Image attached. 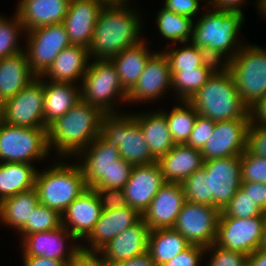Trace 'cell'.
Returning a JSON list of instances; mask_svg holds the SVG:
<instances>
[{"instance_id": "cell-1", "label": "cell", "mask_w": 266, "mask_h": 266, "mask_svg": "<svg viewBox=\"0 0 266 266\" xmlns=\"http://www.w3.org/2000/svg\"><path fill=\"white\" fill-rule=\"evenodd\" d=\"M140 19L139 12L128 5H105L94 27L89 58L110 60L124 49L139 44L143 40L139 37Z\"/></svg>"}, {"instance_id": "cell-2", "label": "cell", "mask_w": 266, "mask_h": 266, "mask_svg": "<svg viewBox=\"0 0 266 266\" xmlns=\"http://www.w3.org/2000/svg\"><path fill=\"white\" fill-rule=\"evenodd\" d=\"M104 114L99 107L80 100L48 126L49 149L55 146L61 157L77 156L99 136Z\"/></svg>"}, {"instance_id": "cell-3", "label": "cell", "mask_w": 266, "mask_h": 266, "mask_svg": "<svg viewBox=\"0 0 266 266\" xmlns=\"http://www.w3.org/2000/svg\"><path fill=\"white\" fill-rule=\"evenodd\" d=\"M211 11L204 13L194 24L191 43L203 49L211 59L225 65L243 46L237 43V37L244 22V15L240 12L214 9Z\"/></svg>"}, {"instance_id": "cell-4", "label": "cell", "mask_w": 266, "mask_h": 266, "mask_svg": "<svg viewBox=\"0 0 266 266\" xmlns=\"http://www.w3.org/2000/svg\"><path fill=\"white\" fill-rule=\"evenodd\" d=\"M188 102L199 115L216 122L250 119L249 108L244 104L225 65H221Z\"/></svg>"}, {"instance_id": "cell-5", "label": "cell", "mask_w": 266, "mask_h": 266, "mask_svg": "<svg viewBox=\"0 0 266 266\" xmlns=\"http://www.w3.org/2000/svg\"><path fill=\"white\" fill-rule=\"evenodd\" d=\"M62 162L41 173L38 171L34 187L39 204L56 210L61 215L88 189L80 165Z\"/></svg>"}, {"instance_id": "cell-6", "label": "cell", "mask_w": 266, "mask_h": 266, "mask_svg": "<svg viewBox=\"0 0 266 266\" xmlns=\"http://www.w3.org/2000/svg\"><path fill=\"white\" fill-rule=\"evenodd\" d=\"M99 137L107 145L118 146L120 157L133 166L156 162L132 113H105L101 119Z\"/></svg>"}, {"instance_id": "cell-7", "label": "cell", "mask_w": 266, "mask_h": 266, "mask_svg": "<svg viewBox=\"0 0 266 266\" xmlns=\"http://www.w3.org/2000/svg\"><path fill=\"white\" fill-rule=\"evenodd\" d=\"M225 66L231 72L239 95L249 109L266 95L265 48L243 45Z\"/></svg>"}, {"instance_id": "cell-8", "label": "cell", "mask_w": 266, "mask_h": 266, "mask_svg": "<svg viewBox=\"0 0 266 266\" xmlns=\"http://www.w3.org/2000/svg\"><path fill=\"white\" fill-rule=\"evenodd\" d=\"M81 83V100L99 107L104 113H116L115 97L119 96L117 101L121 99L120 103L127 101V92L120 84L115 65L109 59L93 60Z\"/></svg>"}, {"instance_id": "cell-9", "label": "cell", "mask_w": 266, "mask_h": 266, "mask_svg": "<svg viewBox=\"0 0 266 266\" xmlns=\"http://www.w3.org/2000/svg\"><path fill=\"white\" fill-rule=\"evenodd\" d=\"M47 128L0 125V162L28 163L42 160L49 152Z\"/></svg>"}, {"instance_id": "cell-10", "label": "cell", "mask_w": 266, "mask_h": 266, "mask_svg": "<svg viewBox=\"0 0 266 266\" xmlns=\"http://www.w3.org/2000/svg\"><path fill=\"white\" fill-rule=\"evenodd\" d=\"M208 186V206L220 211L241 187V157L214 158L203 163Z\"/></svg>"}, {"instance_id": "cell-11", "label": "cell", "mask_w": 266, "mask_h": 266, "mask_svg": "<svg viewBox=\"0 0 266 266\" xmlns=\"http://www.w3.org/2000/svg\"><path fill=\"white\" fill-rule=\"evenodd\" d=\"M27 38V60L32 72L41 76L57 55L71 45L63 23L29 30Z\"/></svg>"}, {"instance_id": "cell-12", "label": "cell", "mask_w": 266, "mask_h": 266, "mask_svg": "<svg viewBox=\"0 0 266 266\" xmlns=\"http://www.w3.org/2000/svg\"><path fill=\"white\" fill-rule=\"evenodd\" d=\"M220 214L216 207L186 201L173 228L190 244L206 248L216 242Z\"/></svg>"}, {"instance_id": "cell-13", "label": "cell", "mask_w": 266, "mask_h": 266, "mask_svg": "<svg viewBox=\"0 0 266 266\" xmlns=\"http://www.w3.org/2000/svg\"><path fill=\"white\" fill-rule=\"evenodd\" d=\"M266 215L253 218L219 217L216 244L249 255L259 249Z\"/></svg>"}, {"instance_id": "cell-14", "label": "cell", "mask_w": 266, "mask_h": 266, "mask_svg": "<svg viewBox=\"0 0 266 266\" xmlns=\"http://www.w3.org/2000/svg\"><path fill=\"white\" fill-rule=\"evenodd\" d=\"M37 76L16 96L5 101V123L27 128H48L43 123L44 83Z\"/></svg>"}, {"instance_id": "cell-15", "label": "cell", "mask_w": 266, "mask_h": 266, "mask_svg": "<svg viewBox=\"0 0 266 266\" xmlns=\"http://www.w3.org/2000/svg\"><path fill=\"white\" fill-rule=\"evenodd\" d=\"M250 119L217 121L214 131L201 150L203 160L240 156L247 148Z\"/></svg>"}, {"instance_id": "cell-16", "label": "cell", "mask_w": 266, "mask_h": 266, "mask_svg": "<svg viewBox=\"0 0 266 266\" xmlns=\"http://www.w3.org/2000/svg\"><path fill=\"white\" fill-rule=\"evenodd\" d=\"M67 239L77 241L63 225L51 231L35 232L26 235L21 243L23 256L70 261L79 251L81 245L77 244L75 246L70 245V248L66 247L67 245L64 243Z\"/></svg>"}, {"instance_id": "cell-17", "label": "cell", "mask_w": 266, "mask_h": 266, "mask_svg": "<svg viewBox=\"0 0 266 266\" xmlns=\"http://www.w3.org/2000/svg\"><path fill=\"white\" fill-rule=\"evenodd\" d=\"M165 183L157 162L133 166L129 180L123 187L127 205L143 215Z\"/></svg>"}, {"instance_id": "cell-18", "label": "cell", "mask_w": 266, "mask_h": 266, "mask_svg": "<svg viewBox=\"0 0 266 266\" xmlns=\"http://www.w3.org/2000/svg\"><path fill=\"white\" fill-rule=\"evenodd\" d=\"M168 88H172L169 62L162 51L156 52L148 60L135 86L127 93V101L137 103L155 100Z\"/></svg>"}, {"instance_id": "cell-19", "label": "cell", "mask_w": 266, "mask_h": 266, "mask_svg": "<svg viewBox=\"0 0 266 266\" xmlns=\"http://www.w3.org/2000/svg\"><path fill=\"white\" fill-rule=\"evenodd\" d=\"M185 202L181 183L166 182L151 200L142 219L150 230L173 228Z\"/></svg>"}, {"instance_id": "cell-20", "label": "cell", "mask_w": 266, "mask_h": 266, "mask_svg": "<svg viewBox=\"0 0 266 266\" xmlns=\"http://www.w3.org/2000/svg\"><path fill=\"white\" fill-rule=\"evenodd\" d=\"M104 7L99 0H70L63 24L71 45L89 48L95 24Z\"/></svg>"}, {"instance_id": "cell-21", "label": "cell", "mask_w": 266, "mask_h": 266, "mask_svg": "<svg viewBox=\"0 0 266 266\" xmlns=\"http://www.w3.org/2000/svg\"><path fill=\"white\" fill-rule=\"evenodd\" d=\"M150 231L141 218L136 224L115 236L98 252L109 266L142 255L148 250Z\"/></svg>"}, {"instance_id": "cell-22", "label": "cell", "mask_w": 266, "mask_h": 266, "mask_svg": "<svg viewBox=\"0 0 266 266\" xmlns=\"http://www.w3.org/2000/svg\"><path fill=\"white\" fill-rule=\"evenodd\" d=\"M102 212L99 198L93 189L88 188L76 198L62 214V225L76 240L86 238L94 229ZM70 226V227H69Z\"/></svg>"}, {"instance_id": "cell-23", "label": "cell", "mask_w": 266, "mask_h": 266, "mask_svg": "<svg viewBox=\"0 0 266 266\" xmlns=\"http://www.w3.org/2000/svg\"><path fill=\"white\" fill-rule=\"evenodd\" d=\"M141 218L142 215L130 206L117 210H102L94 229L86 238L90 242L91 247L81 245V249L86 251H99L115 236L136 224Z\"/></svg>"}, {"instance_id": "cell-24", "label": "cell", "mask_w": 266, "mask_h": 266, "mask_svg": "<svg viewBox=\"0 0 266 266\" xmlns=\"http://www.w3.org/2000/svg\"><path fill=\"white\" fill-rule=\"evenodd\" d=\"M16 14L25 32L63 23L70 0H19Z\"/></svg>"}, {"instance_id": "cell-25", "label": "cell", "mask_w": 266, "mask_h": 266, "mask_svg": "<svg viewBox=\"0 0 266 266\" xmlns=\"http://www.w3.org/2000/svg\"><path fill=\"white\" fill-rule=\"evenodd\" d=\"M156 162L166 182L182 183L203 167L204 160L201 150L186 144H175L168 153L159 157Z\"/></svg>"}, {"instance_id": "cell-26", "label": "cell", "mask_w": 266, "mask_h": 266, "mask_svg": "<svg viewBox=\"0 0 266 266\" xmlns=\"http://www.w3.org/2000/svg\"><path fill=\"white\" fill-rule=\"evenodd\" d=\"M78 156L80 160L84 159L79 165L87 188H91L99 179H108V169L120 158L118 146L107 145L99 136Z\"/></svg>"}, {"instance_id": "cell-27", "label": "cell", "mask_w": 266, "mask_h": 266, "mask_svg": "<svg viewBox=\"0 0 266 266\" xmlns=\"http://www.w3.org/2000/svg\"><path fill=\"white\" fill-rule=\"evenodd\" d=\"M88 48L70 45L64 48L54 59L49 68L41 75L55 83H75L82 80L89 65Z\"/></svg>"}, {"instance_id": "cell-28", "label": "cell", "mask_w": 266, "mask_h": 266, "mask_svg": "<svg viewBox=\"0 0 266 266\" xmlns=\"http://www.w3.org/2000/svg\"><path fill=\"white\" fill-rule=\"evenodd\" d=\"M36 77L28 64L25 50L0 58V99L5 102L16 96Z\"/></svg>"}, {"instance_id": "cell-29", "label": "cell", "mask_w": 266, "mask_h": 266, "mask_svg": "<svg viewBox=\"0 0 266 266\" xmlns=\"http://www.w3.org/2000/svg\"><path fill=\"white\" fill-rule=\"evenodd\" d=\"M44 83L43 123L48 127L81 100L75 83Z\"/></svg>"}, {"instance_id": "cell-30", "label": "cell", "mask_w": 266, "mask_h": 266, "mask_svg": "<svg viewBox=\"0 0 266 266\" xmlns=\"http://www.w3.org/2000/svg\"><path fill=\"white\" fill-rule=\"evenodd\" d=\"M153 113V114H152ZM149 114L132 115L139 124L152 156L157 160L168 153L175 145L166 115L160 111Z\"/></svg>"}, {"instance_id": "cell-31", "label": "cell", "mask_w": 266, "mask_h": 266, "mask_svg": "<svg viewBox=\"0 0 266 266\" xmlns=\"http://www.w3.org/2000/svg\"><path fill=\"white\" fill-rule=\"evenodd\" d=\"M145 42L142 40L110 59L115 65L120 84L127 93L135 86L148 60L156 53L150 52Z\"/></svg>"}, {"instance_id": "cell-32", "label": "cell", "mask_w": 266, "mask_h": 266, "mask_svg": "<svg viewBox=\"0 0 266 266\" xmlns=\"http://www.w3.org/2000/svg\"><path fill=\"white\" fill-rule=\"evenodd\" d=\"M37 170L28 163H0V203L35 187Z\"/></svg>"}, {"instance_id": "cell-33", "label": "cell", "mask_w": 266, "mask_h": 266, "mask_svg": "<svg viewBox=\"0 0 266 266\" xmlns=\"http://www.w3.org/2000/svg\"><path fill=\"white\" fill-rule=\"evenodd\" d=\"M190 245L174 228H160L150 231L147 252L157 266H162Z\"/></svg>"}, {"instance_id": "cell-34", "label": "cell", "mask_w": 266, "mask_h": 266, "mask_svg": "<svg viewBox=\"0 0 266 266\" xmlns=\"http://www.w3.org/2000/svg\"><path fill=\"white\" fill-rule=\"evenodd\" d=\"M39 205L38 194L33 188L7 198L0 203V221L11 228L19 230L32 211Z\"/></svg>"}, {"instance_id": "cell-35", "label": "cell", "mask_w": 266, "mask_h": 266, "mask_svg": "<svg viewBox=\"0 0 266 266\" xmlns=\"http://www.w3.org/2000/svg\"><path fill=\"white\" fill-rule=\"evenodd\" d=\"M221 65L210 58L203 66L194 70L171 71L172 89L176 90L175 93L178 92L177 98L180 101H189Z\"/></svg>"}, {"instance_id": "cell-36", "label": "cell", "mask_w": 266, "mask_h": 266, "mask_svg": "<svg viewBox=\"0 0 266 266\" xmlns=\"http://www.w3.org/2000/svg\"><path fill=\"white\" fill-rule=\"evenodd\" d=\"M156 17L161 37L175 42L174 45L178 42L184 45V43H189V40L191 42L194 26L191 18L171 12L165 7L159 10Z\"/></svg>"}, {"instance_id": "cell-37", "label": "cell", "mask_w": 266, "mask_h": 266, "mask_svg": "<svg viewBox=\"0 0 266 266\" xmlns=\"http://www.w3.org/2000/svg\"><path fill=\"white\" fill-rule=\"evenodd\" d=\"M181 102L182 106L172 108L170 113L162 111L166 115L169 131L175 144L187 143L198 117V112L188 101Z\"/></svg>"}, {"instance_id": "cell-38", "label": "cell", "mask_w": 266, "mask_h": 266, "mask_svg": "<svg viewBox=\"0 0 266 266\" xmlns=\"http://www.w3.org/2000/svg\"><path fill=\"white\" fill-rule=\"evenodd\" d=\"M191 44V45H189ZM179 47L180 49H170L163 51L167 57L170 71L194 70L203 66L209 59V55L192 43Z\"/></svg>"}, {"instance_id": "cell-39", "label": "cell", "mask_w": 266, "mask_h": 266, "mask_svg": "<svg viewBox=\"0 0 266 266\" xmlns=\"http://www.w3.org/2000/svg\"><path fill=\"white\" fill-rule=\"evenodd\" d=\"M62 226V215L47 206L39 204L30 215V220L18 232L26 236L35 232L51 231Z\"/></svg>"}, {"instance_id": "cell-40", "label": "cell", "mask_w": 266, "mask_h": 266, "mask_svg": "<svg viewBox=\"0 0 266 266\" xmlns=\"http://www.w3.org/2000/svg\"><path fill=\"white\" fill-rule=\"evenodd\" d=\"M13 17L10 20L0 15V58L15 55L24 49L20 47L18 39L25 29L16 13Z\"/></svg>"}, {"instance_id": "cell-41", "label": "cell", "mask_w": 266, "mask_h": 266, "mask_svg": "<svg viewBox=\"0 0 266 266\" xmlns=\"http://www.w3.org/2000/svg\"><path fill=\"white\" fill-rule=\"evenodd\" d=\"M264 214L263 210L240 187L230 200L229 204L221 211L220 217L253 218Z\"/></svg>"}, {"instance_id": "cell-42", "label": "cell", "mask_w": 266, "mask_h": 266, "mask_svg": "<svg viewBox=\"0 0 266 266\" xmlns=\"http://www.w3.org/2000/svg\"><path fill=\"white\" fill-rule=\"evenodd\" d=\"M181 185L187 202L208 205V186L204 167L195 171Z\"/></svg>"}, {"instance_id": "cell-43", "label": "cell", "mask_w": 266, "mask_h": 266, "mask_svg": "<svg viewBox=\"0 0 266 266\" xmlns=\"http://www.w3.org/2000/svg\"><path fill=\"white\" fill-rule=\"evenodd\" d=\"M240 157L242 182L266 184V159L250 153L247 149Z\"/></svg>"}, {"instance_id": "cell-44", "label": "cell", "mask_w": 266, "mask_h": 266, "mask_svg": "<svg viewBox=\"0 0 266 266\" xmlns=\"http://www.w3.org/2000/svg\"><path fill=\"white\" fill-rule=\"evenodd\" d=\"M133 165L121 157L108 169V179H99L91 188H122L129 180Z\"/></svg>"}, {"instance_id": "cell-45", "label": "cell", "mask_w": 266, "mask_h": 266, "mask_svg": "<svg viewBox=\"0 0 266 266\" xmlns=\"http://www.w3.org/2000/svg\"><path fill=\"white\" fill-rule=\"evenodd\" d=\"M205 250L206 253L210 251L213 253L208 266H247V255L243 253L222 248L216 243L206 247Z\"/></svg>"}, {"instance_id": "cell-46", "label": "cell", "mask_w": 266, "mask_h": 266, "mask_svg": "<svg viewBox=\"0 0 266 266\" xmlns=\"http://www.w3.org/2000/svg\"><path fill=\"white\" fill-rule=\"evenodd\" d=\"M216 121L198 114L194 128L186 145L202 150L209 137H211Z\"/></svg>"}, {"instance_id": "cell-47", "label": "cell", "mask_w": 266, "mask_h": 266, "mask_svg": "<svg viewBox=\"0 0 266 266\" xmlns=\"http://www.w3.org/2000/svg\"><path fill=\"white\" fill-rule=\"evenodd\" d=\"M97 194L104 211L117 210L128 206L122 188H90Z\"/></svg>"}, {"instance_id": "cell-48", "label": "cell", "mask_w": 266, "mask_h": 266, "mask_svg": "<svg viewBox=\"0 0 266 266\" xmlns=\"http://www.w3.org/2000/svg\"><path fill=\"white\" fill-rule=\"evenodd\" d=\"M250 153L266 159V127L250 121L247 131V148Z\"/></svg>"}, {"instance_id": "cell-49", "label": "cell", "mask_w": 266, "mask_h": 266, "mask_svg": "<svg viewBox=\"0 0 266 266\" xmlns=\"http://www.w3.org/2000/svg\"><path fill=\"white\" fill-rule=\"evenodd\" d=\"M205 251V247L191 244L162 266H200L201 257L206 255Z\"/></svg>"}, {"instance_id": "cell-50", "label": "cell", "mask_w": 266, "mask_h": 266, "mask_svg": "<svg viewBox=\"0 0 266 266\" xmlns=\"http://www.w3.org/2000/svg\"><path fill=\"white\" fill-rule=\"evenodd\" d=\"M163 7L171 12L192 19L193 16L197 15L200 3L199 0H165Z\"/></svg>"}, {"instance_id": "cell-51", "label": "cell", "mask_w": 266, "mask_h": 266, "mask_svg": "<svg viewBox=\"0 0 266 266\" xmlns=\"http://www.w3.org/2000/svg\"><path fill=\"white\" fill-rule=\"evenodd\" d=\"M98 254V251H86L80 248L68 266H109L104 257Z\"/></svg>"}, {"instance_id": "cell-52", "label": "cell", "mask_w": 266, "mask_h": 266, "mask_svg": "<svg viewBox=\"0 0 266 266\" xmlns=\"http://www.w3.org/2000/svg\"><path fill=\"white\" fill-rule=\"evenodd\" d=\"M241 188L254 200L266 215V184L258 182H241Z\"/></svg>"}, {"instance_id": "cell-53", "label": "cell", "mask_w": 266, "mask_h": 266, "mask_svg": "<svg viewBox=\"0 0 266 266\" xmlns=\"http://www.w3.org/2000/svg\"><path fill=\"white\" fill-rule=\"evenodd\" d=\"M250 121L258 126L266 127V95L260 98L255 105L249 109Z\"/></svg>"}, {"instance_id": "cell-54", "label": "cell", "mask_w": 266, "mask_h": 266, "mask_svg": "<svg viewBox=\"0 0 266 266\" xmlns=\"http://www.w3.org/2000/svg\"><path fill=\"white\" fill-rule=\"evenodd\" d=\"M244 2L243 0H212L209 3L212 8L217 10V11H230V12H240L242 13L243 11L240 9L243 5Z\"/></svg>"}, {"instance_id": "cell-55", "label": "cell", "mask_w": 266, "mask_h": 266, "mask_svg": "<svg viewBox=\"0 0 266 266\" xmlns=\"http://www.w3.org/2000/svg\"><path fill=\"white\" fill-rule=\"evenodd\" d=\"M24 266H68L70 261H58L45 257L23 256Z\"/></svg>"}, {"instance_id": "cell-56", "label": "cell", "mask_w": 266, "mask_h": 266, "mask_svg": "<svg viewBox=\"0 0 266 266\" xmlns=\"http://www.w3.org/2000/svg\"><path fill=\"white\" fill-rule=\"evenodd\" d=\"M112 266H157L148 252L137 257L118 262Z\"/></svg>"}, {"instance_id": "cell-57", "label": "cell", "mask_w": 266, "mask_h": 266, "mask_svg": "<svg viewBox=\"0 0 266 266\" xmlns=\"http://www.w3.org/2000/svg\"><path fill=\"white\" fill-rule=\"evenodd\" d=\"M247 266H266V251L257 249L247 256Z\"/></svg>"}, {"instance_id": "cell-58", "label": "cell", "mask_w": 266, "mask_h": 266, "mask_svg": "<svg viewBox=\"0 0 266 266\" xmlns=\"http://www.w3.org/2000/svg\"><path fill=\"white\" fill-rule=\"evenodd\" d=\"M101 1L104 5H127V2L129 0H99Z\"/></svg>"}, {"instance_id": "cell-59", "label": "cell", "mask_w": 266, "mask_h": 266, "mask_svg": "<svg viewBox=\"0 0 266 266\" xmlns=\"http://www.w3.org/2000/svg\"><path fill=\"white\" fill-rule=\"evenodd\" d=\"M259 249L266 251V218L264 221L262 240Z\"/></svg>"}, {"instance_id": "cell-60", "label": "cell", "mask_w": 266, "mask_h": 266, "mask_svg": "<svg viewBox=\"0 0 266 266\" xmlns=\"http://www.w3.org/2000/svg\"><path fill=\"white\" fill-rule=\"evenodd\" d=\"M5 121V102L0 99V125Z\"/></svg>"}, {"instance_id": "cell-61", "label": "cell", "mask_w": 266, "mask_h": 266, "mask_svg": "<svg viewBox=\"0 0 266 266\" xmlns=\"http://www.w3.org/2000/svg\"><path fill=\"white\" fill-rule=\"evenodd\" d=\"M257 8L263 13L262 15H266V0H258Z\"/></svg>"}]
</instances>
